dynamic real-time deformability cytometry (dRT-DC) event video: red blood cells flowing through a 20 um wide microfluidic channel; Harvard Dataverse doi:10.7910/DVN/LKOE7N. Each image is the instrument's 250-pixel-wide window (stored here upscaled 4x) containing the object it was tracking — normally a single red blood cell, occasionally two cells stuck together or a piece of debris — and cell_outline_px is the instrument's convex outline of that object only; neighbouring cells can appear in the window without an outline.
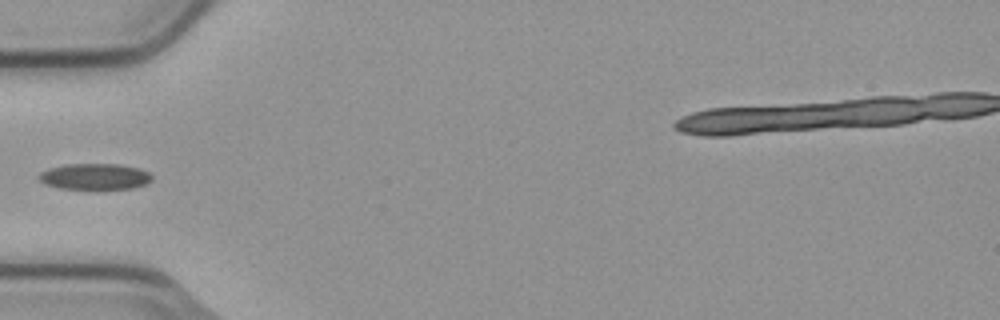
{"species": "common noctule bat (a hibernating species)", "species_latin": "Nyctalus noctula", "temperature_condition": "cold", "stored_images_in_passage": 2, "camera_frame_rate_fps": 3000, "um_per_image_px": 0.085, "animal": {"sex": "male", "body_mass_g": 23.1, "forearm_length_mm": 52.7}, "frame": {"image": 1, "passage_image": 1, "time_ms": 0.0, "image_size_px": [1000, 320], "cell_outline_px": [[152, 180], [148, 184], [132, 188], [96, 192], [60, 188], [44, 184], [36, 176], [40, 172], [48, 168], [64, 164], [120, 164], [140, 168], [148, 172], [152, 176]], "centroid_in_image_um": [8.06, 15.05], "position_along_channel_um": 76.9, "area_um2": 18.26}}
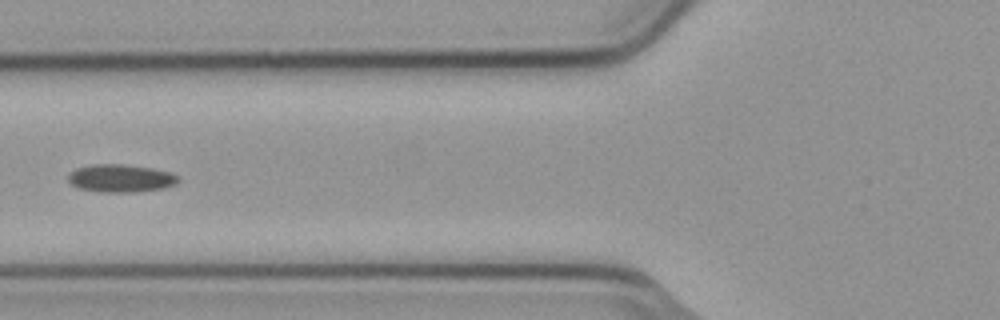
{"frame": {"image": 2, "passage_image": 2, "time_ms": 0.333, "image_size_px": [1000, 320], "cell_outline_px": [[180, 180], [176, 184], [164, 188], [136, 192], [100, 192], [80, 188], [72, 184], [68, 180], [68, 176], [76, 168], [92, 164], [124, 164], [152, 168], [172, 172], [180, 176]], "centroid_in_image_um": [10.32, 15.15], "position_along_channel_um": 115.5, "area_um2": 17.98}}